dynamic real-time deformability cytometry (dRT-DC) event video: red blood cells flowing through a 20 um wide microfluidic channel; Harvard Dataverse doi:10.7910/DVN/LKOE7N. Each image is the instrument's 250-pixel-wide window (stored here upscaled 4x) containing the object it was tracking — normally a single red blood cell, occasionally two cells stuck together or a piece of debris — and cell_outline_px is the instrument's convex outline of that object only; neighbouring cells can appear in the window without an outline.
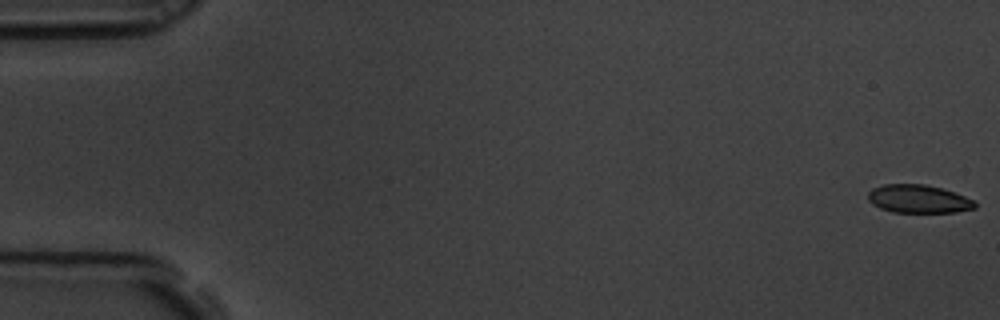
{"species": "common noctule bat (a hibernating species)", "species_latin": "Nyctalus noctula", "temperature_condition": "room temperature", "stored_images_in_passage": 59, "camera_frame_rate_fps": 3000, "um_per_image_px": 0.085, "animal": {"sex": "male", "body_mass_g": 19.5, "forearm_length_mm": 54.6}, "frame": {"image": 1, "passage_image": 1, "time_ms": 0.0, "image_size_px": [1000, 320], "cell_outline_px": [[976, 208], [956, 212], [892, 212], [880, 208], [872, 204], [868, 200], [868, 192], [872, 188], [884, 184], [924, 184], [940, 188], [976, 200]], "centroid_in_image_um": [78.06, 16.91], "position_along_channel_um": 6.9, "area_um2": 17.57}}
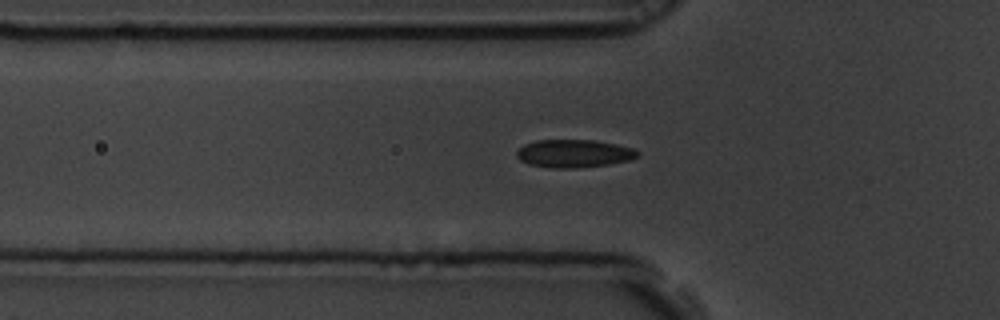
{"frame": {"image": 2, "passage_image": 20, "time_ms": 6.333, "image_size_px": [1000, 320], "cell_outline_px": [[640, 152], [632, 160], [608, 164], [576, 168], [552, 168], [528, 164], [520, 160], [516, 156], [516, 152], [524, 144], [536, 140], [592, 140], [616, 144], [632, 148]], "centroid_in_image_um": [48.76, 13.05], "position_along_channel_um": 77.0, "area_um2": 19.65}}
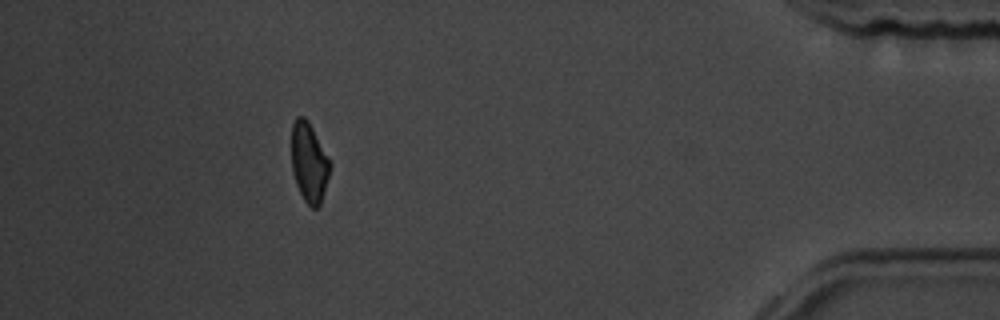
{"frame": {"image": 3, "passage_image": 53, "time_ms": 17.333, "image_size_px": [1000, 320], "cell_outline_px": [[328, 176], [320, 204], [316, 208], [312, 208], [304, 200], [296, 184], [292, 172], [292, 124], [296, 116], [304, 116], [308, 120], [328, 160]], "centroid_in_image_um": [26.22, 13.8], "position_along_channel_um": 409.0, "area_um2": 17.17}, "authors_computed_cell_mechanics": {"area_um2": 19.3052, "velocity_mm_per_s": 3.513, "shape_relaxation_time_tau1_ms": 6.8426, "shape_relaxation_time_tau2_ms": 1.3783, "deformation_change_tau1": 0.1366, "deformation_change_tau2": 0.0591}}